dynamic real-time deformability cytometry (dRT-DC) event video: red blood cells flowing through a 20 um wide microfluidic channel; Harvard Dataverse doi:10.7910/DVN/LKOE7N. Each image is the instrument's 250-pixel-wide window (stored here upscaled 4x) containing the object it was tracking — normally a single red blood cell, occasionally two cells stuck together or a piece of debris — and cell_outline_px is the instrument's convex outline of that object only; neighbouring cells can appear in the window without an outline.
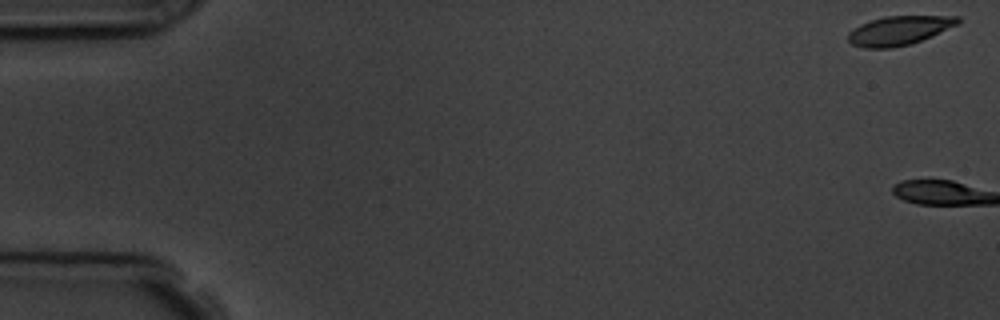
{"species": "common noctule bat (a hibernating species)", "species_latin": "Nyctalus noctula", "temperature_condition": "room temperature", "stored_images_in_passage": 5, "camera_frame_rate_fps": 3000, "um_per_image_px": 0.085, "animal": {"sex": "male", "body_mass_g": 19.5, "forearm_length_mm": 54.6}, "frame": {"image": 1, "passage_image": 1, "time_ms": 0.0, "image_size_px": [1000, 320], "cell_outline_px": [[960, 24], [932, 36], [908, 44], [892, 48], [864, 48], [852, 44], [848, 40], [848, 32], [852, 28], [868, 20], [884, 16], [960, 16]], "centroid_in_image_um": [76.41, 2.58], "position_along_channel_um": 8.6, "area_um2": 18.73}}